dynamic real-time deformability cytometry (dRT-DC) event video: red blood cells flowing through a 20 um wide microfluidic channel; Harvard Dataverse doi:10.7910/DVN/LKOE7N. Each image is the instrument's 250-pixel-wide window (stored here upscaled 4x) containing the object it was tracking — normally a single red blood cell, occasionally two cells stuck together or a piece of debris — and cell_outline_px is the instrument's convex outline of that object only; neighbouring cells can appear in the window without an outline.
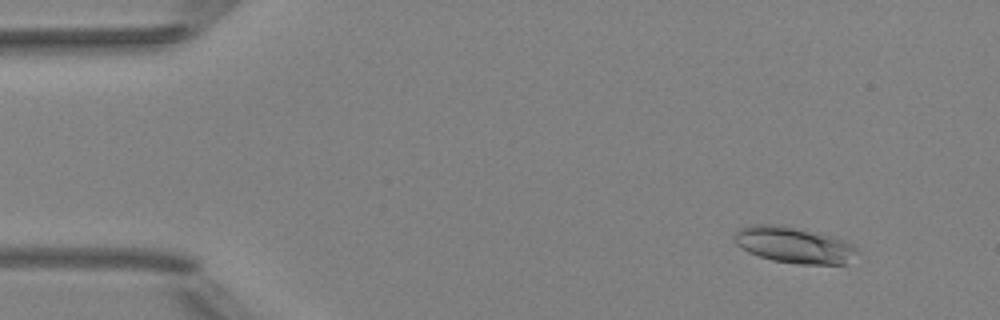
{"species": "Egyptian fruit bat (a non-hibernating species)", "species_latin": "Rousettus aegyptiacus", "temperature_condition": "room temperature", "stored_images_in_passage": 52, "camera_frame_rate_fps": 3000, "um_per_image_px": 0.085, "animal": {"sex": "female"}, "frame": {"image": 1, "passage_image": 6, "time_ms": 1.667, "image_size_px": [1000, 320], "cell_outline_px": [[860, 252], [844, 264], [796, 264], [772, 260], [748, 252], [736, 244], [736, 232], [740, 228], [752, 224], [776, 224], [832, 236], [852, 244]], "centroid_in_image_um": [67.49, 20.83], "position_along_channel_um": 17.5, "area_um2": 25.55}}
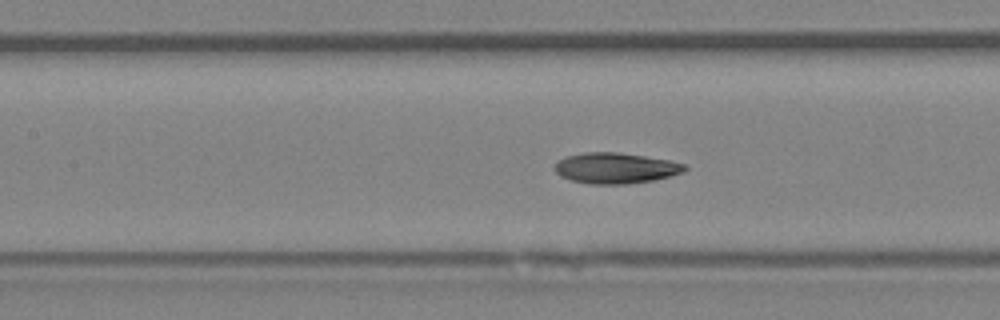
{"frame": {"image": 2, "passage_image": 24, "time_ms": 7.667, "image_size_px": [1000, 320], "cell_outline_px": [[688, 168], [684, 172], [652, 180], [628, 184], [588, 184], [572, 180], [560, 176], [552, 168], [556, 160], [564, 156], [584, 152], [620, 152], [672, 160], [684, 164]], "centroid_in_image_um": [52.28, 14.27], "position_along_channel_um": 155.1, "area_um2": 23.64}}
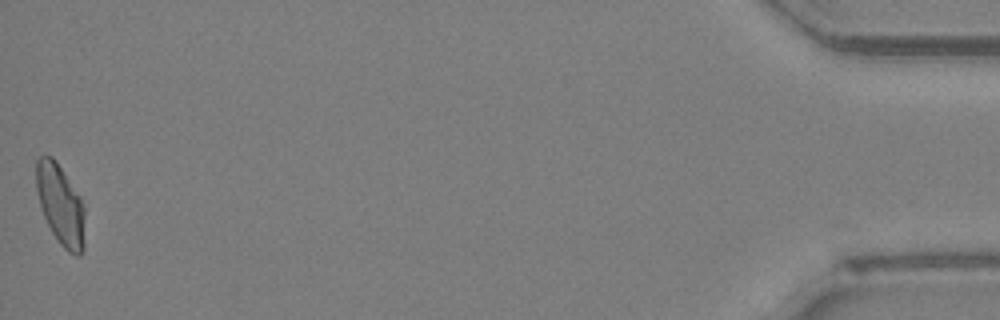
{"frame": {"image": 3, "passage_image": 52, "time_ms": 17.0, "image_size_px": [1000, 320], "cell_outline_px": [[84, 248], [80, 256], [76, 256], [68, 252], [60, 244], [52, 232], [44, 216], [40, 204], [36, 188], [36, 160], [40, 156], [52, 156], [56, 160], [80, 196], [84, 208]], "centroid_in_image_um": [5.15, 17.41], "position_along_channel_um": 430.0, "area_um2": 22.77}, "authors_computed_cell_mechanics": {"area_um2": 23.1489, "velocity_mm_per_s": 4.0116, "shape_relaxation_time_tau1_ms": 4.1663, "shape_relaxation_time_tau2_ms": 1.9366, "deformation_change_tau1": 0.1528, "deformation_change_tau2": 0.0735}}